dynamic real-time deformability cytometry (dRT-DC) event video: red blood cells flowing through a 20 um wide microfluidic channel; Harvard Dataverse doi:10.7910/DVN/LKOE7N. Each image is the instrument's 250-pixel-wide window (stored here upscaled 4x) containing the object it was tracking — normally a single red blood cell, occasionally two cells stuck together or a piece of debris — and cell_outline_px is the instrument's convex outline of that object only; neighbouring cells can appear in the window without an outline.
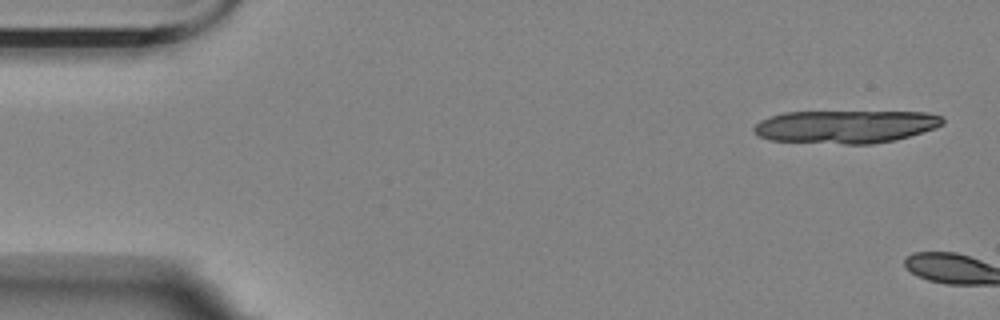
{"species": "Egyptian fruit bat (a non-hibernating species)", "species_latin": "Rousettus aegyptiacus", "temperature_condition": "room temperature", "stored_images_in_passage": 13, "camera_frame_rate_fps": 3000, "um_per_image_px": 0.085, "animal": {"sex": "female"}, "frame": {"image": 1, "passage_image": 1, "time_ms": 0.0, "image_size_px": [1000, 320], "cell_outline_px": [[944, 124], [936, 128], [896, 140], [872, 144], [844, 144], [772, 140], [760, 136], [752, 128], [760, 120], [784, 112], [928, 112], [944, 116]], "centroid_in_image_um": [71.94, 10.76], "position_along_channel_um": 13.1, "area_um2": 36.24}}
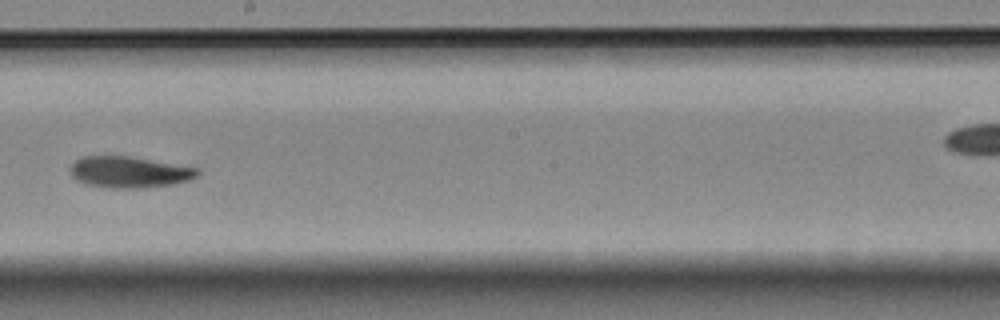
{"frame": {"image": 2, "passage_image": 10, "time_ms": 11.333, "image_size_px": [1000, 320], "cell_outline_px": [[200, 176], [192, 180], [172, 184], [136, 188], [112, 188], [84, 184], [76, 180], [72, 176], [68, 168], [80, 156], [132, 156], [200, 168]], "centroid_in_image_um": [11.01, 14.62], "position_along_channel_um": 237.2, "area_um2": 23.58}}
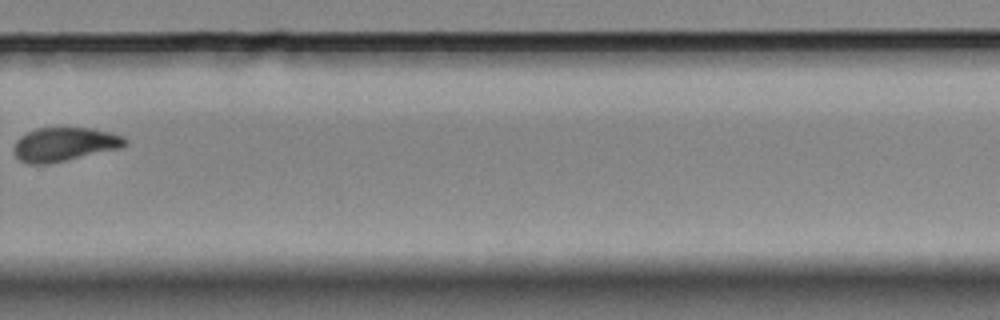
{"frame": {"image": 3, "passage_image": 13, "time_ms": 16.0, "image_size_px": [1000, 320], "cell_outline_px": [[128, 144], [120, 148], [48, 164], [28, 164], [20, 160], [16, 156], [12, 148], [16, 140], [20, 136], [36, 128], [88, 128], [108, 132], [124, 136], [128, 140]], "centroid_in_image_um": [5.46, 12.27], "position_along_channel_um": 324.3, "area_um2": 21.85}}